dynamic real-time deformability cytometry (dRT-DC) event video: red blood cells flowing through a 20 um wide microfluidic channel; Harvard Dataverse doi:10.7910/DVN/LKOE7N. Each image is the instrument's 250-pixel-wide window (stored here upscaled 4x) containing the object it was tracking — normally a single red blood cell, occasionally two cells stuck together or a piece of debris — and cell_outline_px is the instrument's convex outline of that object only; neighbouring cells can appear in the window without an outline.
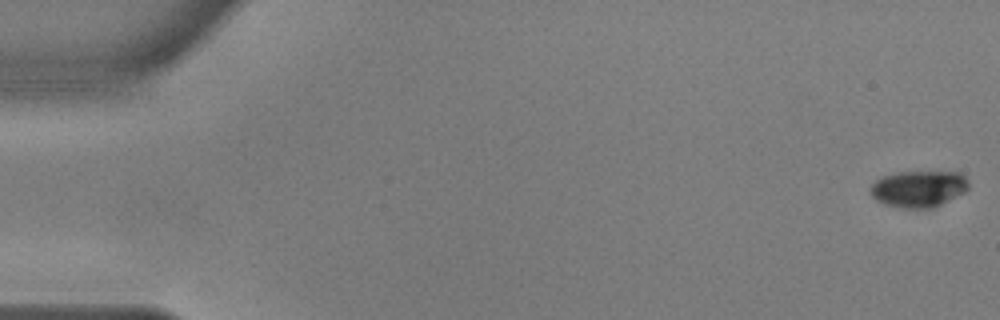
{"species": "common noctule bat (a hibernating species)", "species_latin": "Nyctalus noctula", "temperature_condition": "warm", "stored_images_in_passage": 54, "camera_frame_rate_fps": 3000, "um_per_image_px": 0.085, "animal": {"sex": "male", "body_mass_g": 17.9, "forearm_length_mm": 54.2}, "frame": {"image": 1, "passage_image": 1, "time_ms": 0.0, "image_size_px": [1000, 320], "cell_outline_px": [[968, 188], [964, 192], [932, 208], [900, 208], [884, 204], [876, 200], [868, 192], [872, 184], [876, 180], [884, 176], [900, 172], [960, 172], [968, 180]], "centroid_in_image_um": [78.05, 16.05], "position_along_channel_um": 6.9, "area_um2": 20.81}}
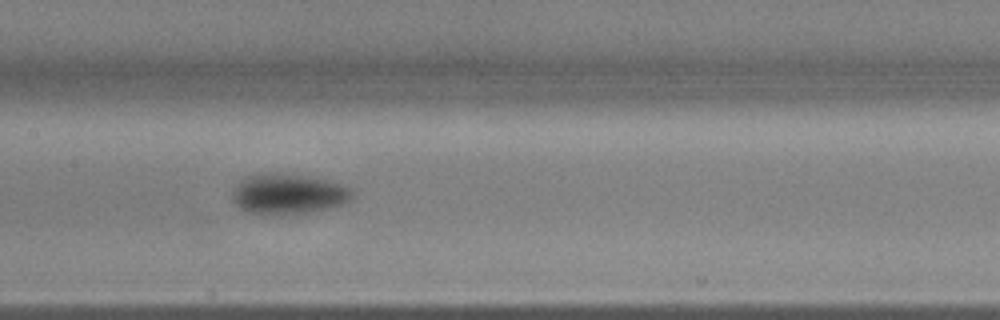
{"frame": {"image": 2, "passage_image": 28, "time_ms": 9.0, "image_size_px": [1000, 320], "cell_outline_px": [[356, 192], [352, 200], [344, 204], [304, 212], [248, 212], [240, 208], [232, 200], [232, 192], [236, 184], [244, 176], [260, 172], [276, 172], [304, 176], [328, 180], [340, 184]], "centroid_in_image_um": [24.48, 16.42], "position_along_channel_um": 182.9, "area_um2": 27.74}}
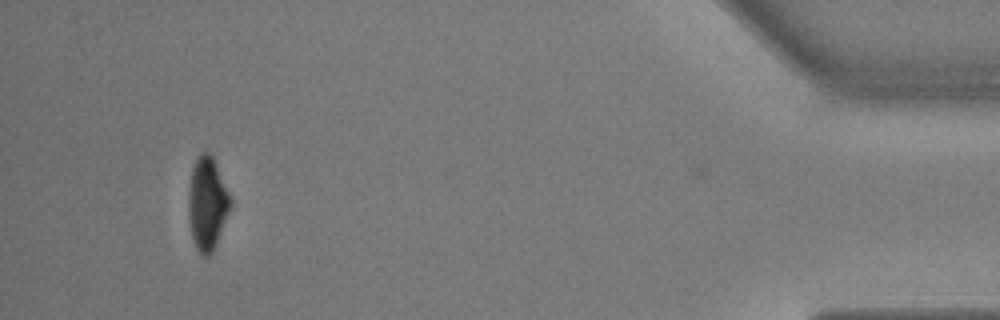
{"frame": {"image": 3, "passage_image": 53, "time_ms": 17.333, "image_size_px": [1000, 320], "cell_outline_px": [[232, 204], [216, 244], [212, 252], [208, 256], [204, 256], [196, 248], [192, 240], [188, 216], [188, 188], [192, 168], [200, 152], [208, 152], [212, 156], [216, 164], [232, 200]], "centroid_in_image_um": [17.6, 17.3], "position_along_channel_um": 417.6, "area_um2": 22.72}, "authors_computed_cell_mechanics": {"area_um2": 25.3164, "velocity_mm_per_s": 3.6281, "shape_relaxation_time_tau1_ms": 3.1474, "shape_relaxation_time_tau2_ms": 2.7663, "deformation_change_tau1": 0.1211, "deformation_change_tau2": 0.0538}}